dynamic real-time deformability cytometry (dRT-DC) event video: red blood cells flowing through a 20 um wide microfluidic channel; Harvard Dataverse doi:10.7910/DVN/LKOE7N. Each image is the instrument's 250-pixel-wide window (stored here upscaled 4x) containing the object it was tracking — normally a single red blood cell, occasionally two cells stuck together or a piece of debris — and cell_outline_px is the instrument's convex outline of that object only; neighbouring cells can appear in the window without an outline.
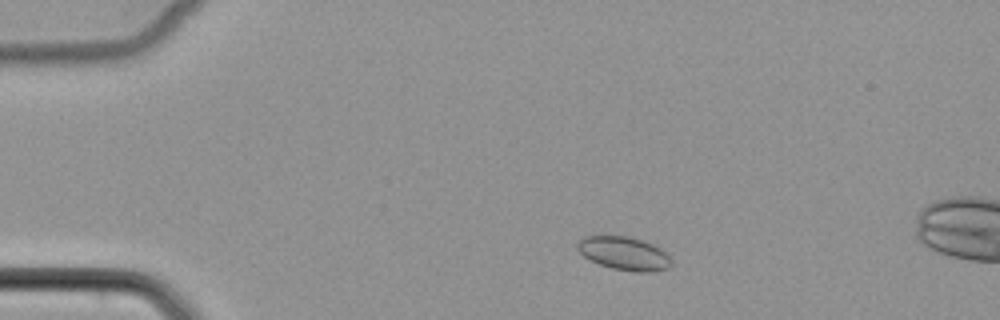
{"species": "common noctule bat (a hibernating species)", "species_latin": "Nyctalus noctula", "temperature_condition": "cold", "stored_images_in_passage": 13, "camera_frame_rate_fps": 3000, "um_per_image_px": 0.085, "animal": {"sex": "female", "body_mass_g": 22.7, "forearm_length_mm": 54.2}, "frame": {"image": 1, "passage_image": 6, "time_ms": 1.667, "image_size_px": [1000, 320], "cell_outline_px": [[672, 264], [668, 268], [652, 272], [636, 272], [612, 268], [600, 264], [584, 256], [576, 248], [576, 244], [584, 236], [628, 236], [652, 244], [660, 248], [672, 260]], "centroid_in_image_um": [53.05, 21.54], "position_along_channel_um": 31.9, "area_um2": 18.09}}